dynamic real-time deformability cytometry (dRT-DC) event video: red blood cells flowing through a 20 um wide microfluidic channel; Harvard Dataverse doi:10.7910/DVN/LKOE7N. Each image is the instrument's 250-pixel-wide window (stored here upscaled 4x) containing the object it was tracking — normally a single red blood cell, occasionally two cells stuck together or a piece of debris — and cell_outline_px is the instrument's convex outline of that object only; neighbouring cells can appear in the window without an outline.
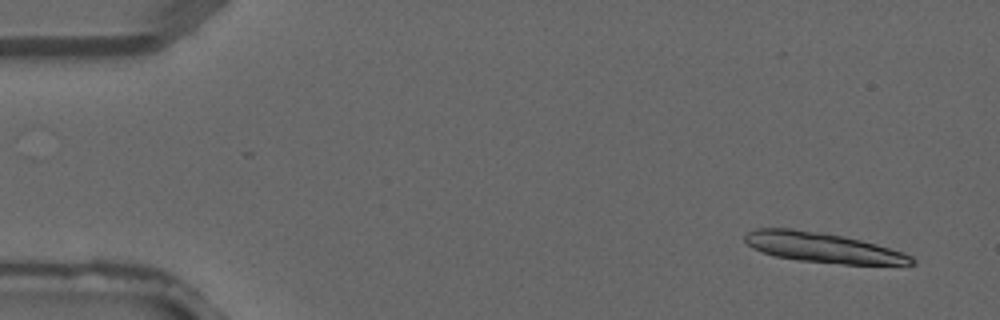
{"species": "common noctule bat (a hibernating species)", "species_latin": "Nyctalus noctula", "temperature_condition": "warm", "stored_images_in_passage": 3, "camera_frame_rate_fps": 3000, "um_per_image_px": 0.085, "animal": {"sex": "male", "forearm_length_mm": 52.5}, "frame": {"image": 1, "passage_image": 1, "time_ms": 0.0, "image_size_px": [1000, 320], "cell_outline_px": [[916, 264], [844, 264], [800, 260], [776, 256], [752, 248], [744, 240], [744, 236], [748, 232], [756, 228], [792, 228], [820, 232], [860, 240], [876, 244], [904, 252], [912, 256], [916, 260]], "centroid_in_image_um": [69.94, 21.04], "position_along_channel_um": 15.1, "area_um2": 28.78}}
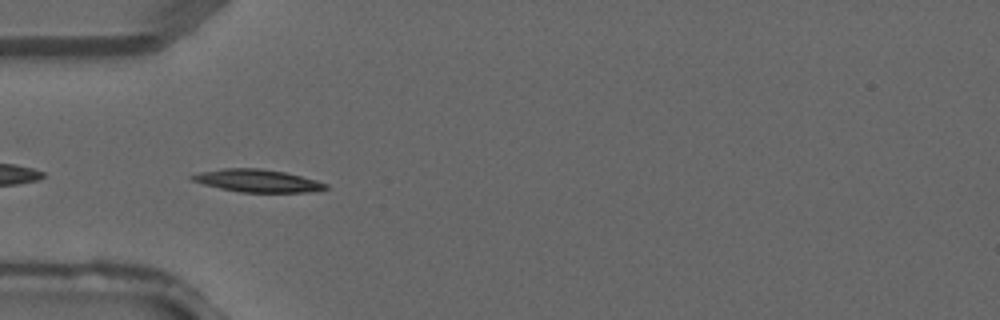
{"frame": {"image": 2, "passage_image": 3, "time_ms": 0.667, "image_size_px": [1000, 320], "cell_outline_px": [[328, 188], [308, 192], [240, 192], [220, 188], [204, 184], [192, 180], [188, 176], [200, 172], [224, 168], [260, 168], [284, 172], [316, 180], [328, 184]], "centroid_in_image_um": [21.87, 15.36], "position_along_channel_um": 63.1, "area_um2": 17.46}}